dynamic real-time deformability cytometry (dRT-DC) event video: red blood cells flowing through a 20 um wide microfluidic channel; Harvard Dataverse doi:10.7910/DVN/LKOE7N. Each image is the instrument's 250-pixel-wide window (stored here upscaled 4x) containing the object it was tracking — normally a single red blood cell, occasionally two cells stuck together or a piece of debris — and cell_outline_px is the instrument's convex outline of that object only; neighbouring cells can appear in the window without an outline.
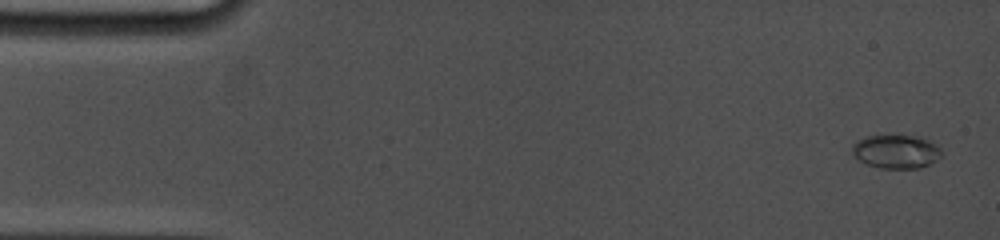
{"species": "common noctule bat (a hibernating species)", "species_latin": "Nyctalus noctula", "temperature_condition": "cold", "stored_images_in_passage": 9, "camera_frame_rate_fps": 5000, "um_per_image_px": 0.085, "animal": {"sex": "female", "body_mass_g": 19.0, "forearm_length_mm": 53.3}, "frame": {"image": 1, "passage_image": 1, "time_ms": 0.0, "image_size_px": [1000, 240], "cell_outline_px": [[940, 156], [936, 160], [920, 168], [880, 168], [868, 164], [860, 160], [852, 152], [852, 144], [856, 140], [868, 136], [920, 136], [936, 144], [940, 148]], "centroid_in_image_um": [76.16, 12.88], "position_along_channel_um": 8.8, "area_um2": 17.28}}
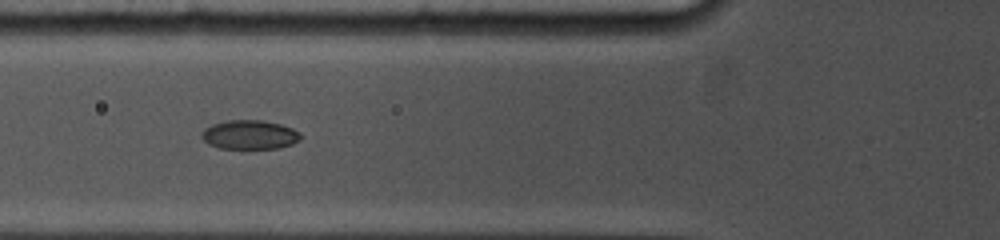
{"frame": {"image": 2, "passage_image": 8, "time_ms": 5.8, "image_size_px": [1000, 240], "cell_outline_px": [[300, 140], [292, 144], [276, 148], [220, 148], [208, 144], [200, 136], [204, 128], [212, 124], [228, 120], [264, 120], [280, 124], [292, 128], [300, 132]], "centroid_in_image_um": [21.2, 11.44], "position_along_channel_um": 104.6, "area_um2": 16.76}}
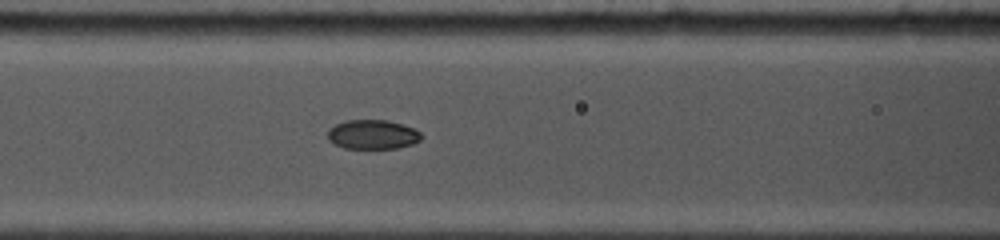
{"frame": {"image": 3, "passage_image": 9, "time_ms": 6.6, "image_size_px": [1000, 240], "cell_outline_px": [[424, 136], [420, 140], [412, 144], [396, 148], [344, 148], [332, 144], [328, 140], [328, 128], [344, 120], [388, 120], [412, 128], [420, 132]], "centroid_in_image_um": [31.64, 11.43], "position_along_channel_um": 135.0, "area_um2": 16.07}}